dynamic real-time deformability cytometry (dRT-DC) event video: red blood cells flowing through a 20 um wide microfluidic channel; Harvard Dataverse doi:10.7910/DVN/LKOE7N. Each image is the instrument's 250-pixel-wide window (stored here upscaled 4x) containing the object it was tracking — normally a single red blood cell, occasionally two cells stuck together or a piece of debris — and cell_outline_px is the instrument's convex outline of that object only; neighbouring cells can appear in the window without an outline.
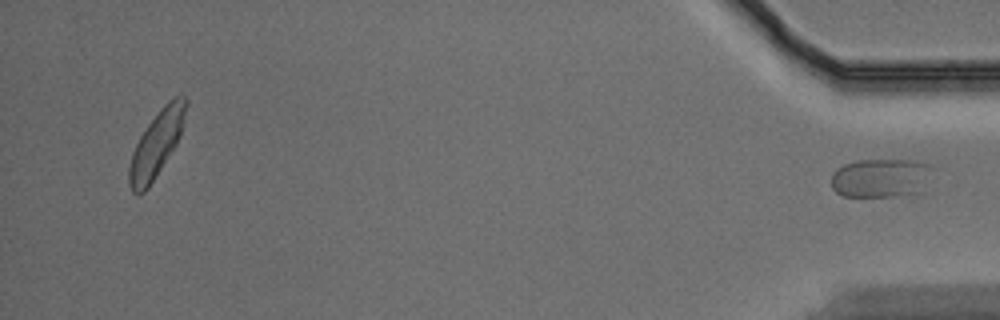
{"species": "Egyptian fruit bat (a non-hibernating species)", "species_latin": "Rousettus aegyptiacus", "temperature_condition": "warm", "stored_images_in_passage": 41, "segment_of_instrument_passage": [2, 2], "camera_frame_rate_fps": 3000, "um_per_image_px": 0.085, "animal": {"sex": "male"}, "frame": {"image": 1, "passage_image": 41, "time_ms": 13.333, "image_size_px": [1000, 320], "cell_outline_px": [[932, 164], [924, 192], [900, 196], [844, 196], [836, 192], [832, 188], [832, 172], [836, 168], [844, 164], [856, 160], [920, 160]], "centroid_in_image_um": [74.89, 15.12], "position_along_channel_um": 360.3, "area_um2": 23.35}}